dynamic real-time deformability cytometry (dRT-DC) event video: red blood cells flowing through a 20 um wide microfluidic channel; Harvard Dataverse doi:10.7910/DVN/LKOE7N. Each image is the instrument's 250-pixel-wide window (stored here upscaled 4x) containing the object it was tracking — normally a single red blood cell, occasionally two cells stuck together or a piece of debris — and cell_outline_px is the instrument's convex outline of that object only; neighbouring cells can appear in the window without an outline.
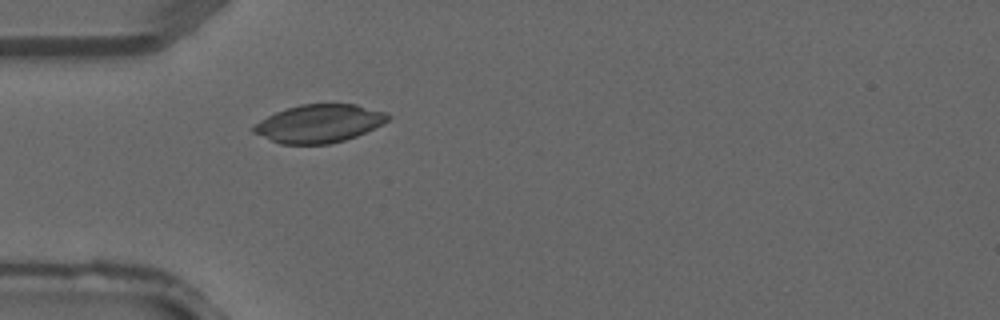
{"species": "common noctule bat (a hibernating species)", "species_latin": "Nyctalus noctula", "temperature_condition": "warm", "stored_images_in_passage": 1, "camera_frame_rate_fps": 3000, "um_per_image_px": 0.085, "animal": {"sex": "male", "forearm_length_mm": 52.5}, "frame": {"image": 1, "passage_image": 1, "time_ms": 0.0, "image_size_px": [1000, 320], "cell_outline_px": [[392, 116], [388, 120], [356, 136], [344, 140], [328, 144], [280, 144], [252, 132], [252, 128], [260, 120], [276, 112], [300, 104], [356, 104], [388, 112]], "centroid_in_image_um": [27.13, 10.49], "position_along_channel_um": 57.9, "area_um2": 29.59}}